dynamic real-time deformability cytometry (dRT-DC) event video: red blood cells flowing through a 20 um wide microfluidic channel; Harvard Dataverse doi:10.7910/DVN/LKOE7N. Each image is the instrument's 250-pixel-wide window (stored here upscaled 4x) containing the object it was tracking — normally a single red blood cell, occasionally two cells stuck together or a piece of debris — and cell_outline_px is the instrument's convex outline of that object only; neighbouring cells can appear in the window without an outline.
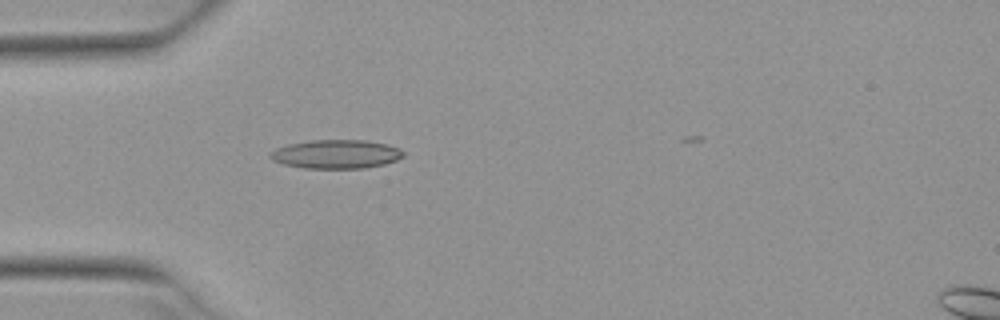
{"species": "Egyptian fruit bat (a non-hibernating species)", "species_latin": "Rousettus aegyptiacus", "temperature_condition": "warm", "stored_images_in_passage": 4, "camera_frame_rate_fps": 3000, "um_per_image_px": 0.085, "animal": {"sex": "female"}, "frame": {"image": 1, "passage_image": 4, "time_ms": 1.0, "image_size_px": [1000, 320], "cell_outline_px": [[404, 156], [396, 160], [384, 164], [364, 168], [304, 168], [284, 164], [272, 160], [268, 156], [268, 152], [276, 148], [288, 144], [312, 140], [368, 140], [388, 144], [400, 148], [404, 152]], "centroid_in_image_um": [28.57, 13.09], "position_along_channel_um": 56.4, "area_um2": 22.48}}